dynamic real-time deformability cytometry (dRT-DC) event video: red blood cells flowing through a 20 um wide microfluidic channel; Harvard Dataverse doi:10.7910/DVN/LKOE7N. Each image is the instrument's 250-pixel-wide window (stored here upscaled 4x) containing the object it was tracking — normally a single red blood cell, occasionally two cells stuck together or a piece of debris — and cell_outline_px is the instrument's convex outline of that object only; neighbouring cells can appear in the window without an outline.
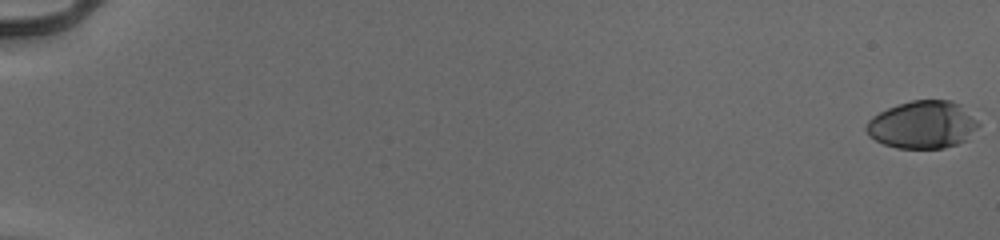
{"species": "human", "species_latin": "Homo sapiens", "temperature_condition": "cold", "stored_images_in_passage": 56, "camera_frame_rate_fps": 3000, "um_per_image_px": 0.085, "donor": {"sex": "male"}, "frame": {"image": 1, "passage_image": 1, "time_ms": 0.0, "image_size_px": [1000, 240], "cell_outline_px": [[980, 124], [964, 140], [956, 144], [944, 148], [896, 148], [884, 144], [868, 136], [864, 128], [868, 120], [872, 116], [888, 108], [912, 100], [952, 100], [960, 104]], "centroid_in_image_um": [78.37, 10.6], "position_along_channel_um": 6.6, "area_um2": 30.87}}
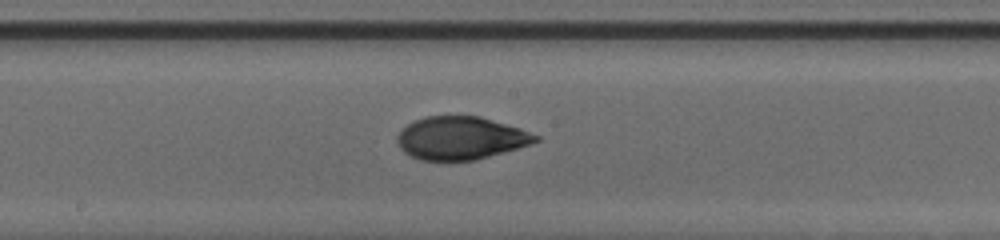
{"frame": {"image": 2, "passage_image": 33, "time_ms": 10.667, "image_size_px": [1000, 240], "cell_outline_px": [[540, 140], [532, 144], [488, 156], [472, 160], [420, 160], [404, 152], [400, 148], [396, 140], [396, 136], [408, 124], [416, 120], [428, 116], [480, 116], [520, 128], [540, 136]], "centroid_in_image_um": [39.17, 11.73], "position_along_channel_um": 209.0, "area_um2": 34.33}}
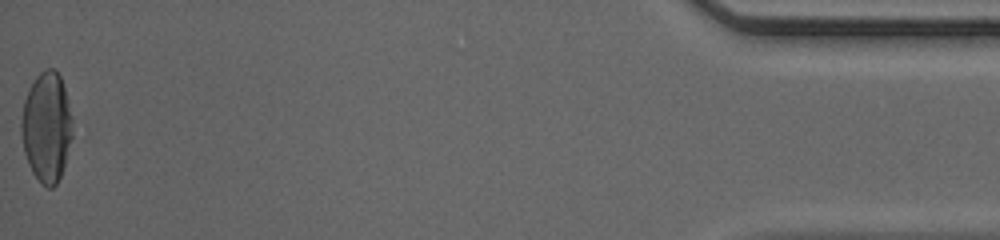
{"frame": {"image": 3, "passage_image": 56, "time_ms": 18.333, "image_size_px": [1000, 240], "cell_outline_px": [[72, 136], [64, 164], [60, 176], [56, 184], [52, 188], [48, 188], [40, 184], [32, 172], [28, 164], [24, 152], [20, 132], [20, 120], [24, 100], [36, 76], [44, 68], [52, 68], [60, 76], [64, 88], [72, 120]], "centroid_in_image_um": [3.93, 10.82], "position_along_channel_um": 431.3, "area_um2": 32.71}, "authors_computed_cell_mechanics": {"area_um2": 32.8015, "velocity_mm_per_s": 3.9785, "shape_relaxation_time_tau1_ms": 4.5607, "shape_relaxation_time_tau2_ms": 1.57, "deformation_change_tau1": 0.1911, "deformation_change_tau2": 0.0592}}